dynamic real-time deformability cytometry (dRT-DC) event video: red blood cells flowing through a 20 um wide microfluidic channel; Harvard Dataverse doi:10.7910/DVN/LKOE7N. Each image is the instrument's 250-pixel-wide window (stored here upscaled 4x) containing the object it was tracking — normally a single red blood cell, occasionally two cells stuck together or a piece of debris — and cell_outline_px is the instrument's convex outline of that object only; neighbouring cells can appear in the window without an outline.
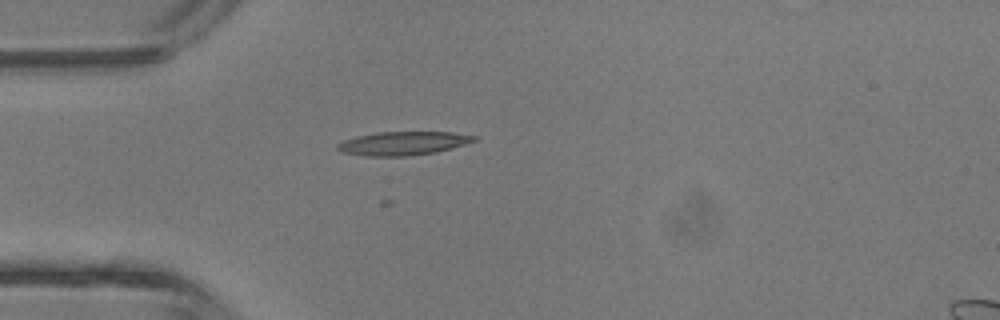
{"species": "common noctule bat (a hibernating species)", "species_latin": "Nyctalus noctula", "temperature_condition": "room temperature", "stored_images_in_passage": 5, "camera_frame_rate_fps": 3000, "um_per_image_px": 0.085, "animal": {"sex": "male", "body_mass_g": 13.3}, "frame": {"image": 1, "passage_image": 5, "time_ms": 5.667, "image_size_px": [1000, 320], "cell_outline_px": [[480, 136], [476, 140], [452, 148], [436, 152], [408, 156], [364, 156], [340, 152], [336, 148], [336, 144], [344, 140], [356, 136], [376, 132], [452, 132]], "centroid_in_image_um": [34.24, 12.18], "position_along_channel_um": 50.8, "area_um2": 18.96}}